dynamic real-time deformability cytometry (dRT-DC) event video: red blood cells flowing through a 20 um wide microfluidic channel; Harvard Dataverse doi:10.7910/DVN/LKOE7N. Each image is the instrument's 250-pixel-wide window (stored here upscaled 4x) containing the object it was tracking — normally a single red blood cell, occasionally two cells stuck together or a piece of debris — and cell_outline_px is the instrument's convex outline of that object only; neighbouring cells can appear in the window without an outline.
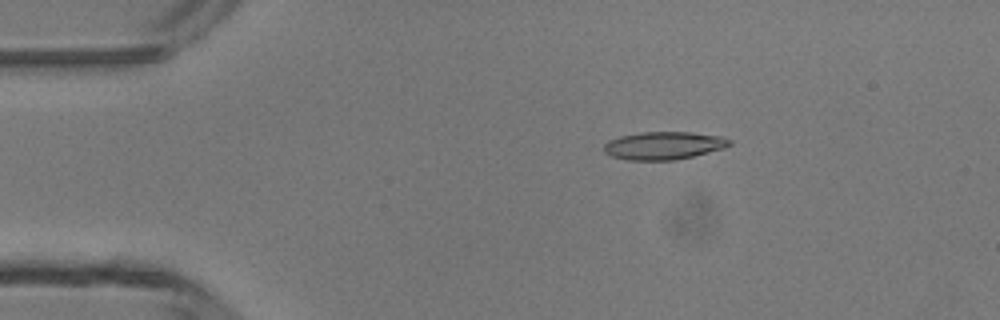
{"species": "common noctule bat (a hibernating species)", "species_latin": "Nyctalus noctula", "temperature_condition": "room temperature", "stored_images_in_passage": 6, "camera_frame_rate_fps": 3000, "um_per_image_px": 0.085, "animal": {"sex": "male", "body_mass_g": 13.3}, "frame": {"image": 1, "passage_image": 3, "time_ms": 2.333, "image_size_px": [1000, 320], "cell_outline_px": [[732, 144], [724, 148], [676, 160], [628, 160], [612, 156], [604, 152], [604, 144], [608, 140], [620, 136], [640, 132], [692, 132], [720, 136], [732, 140]], "centroid_in_image_um": [56.41, 12.37], "position_along_channel_um": 28.6, "area_um2": 20.4}}
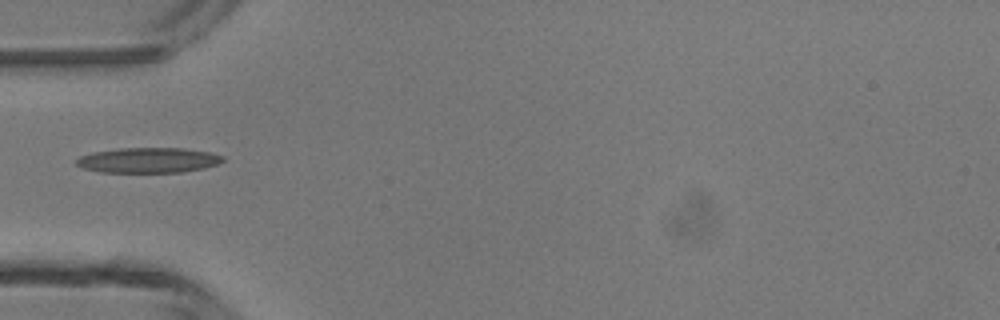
{"frame": {"image": 2, "passage_image": 5, "time_ms": 4.667, "image_size_px": [1000, 320], "cell_outline_px": [[224, 160], [216, 164], [204, 168], [180, 172], [100, 172], [84, 168], [76, 164], [76, 160], [80, 156], [92, 152], [120, 148], [184, 148], [208, 152], [224, 156]], "centroid_in_image_um": [12.59, 13.61], "position_along_channel_um": 72.4, "area_um2": 21.39}}
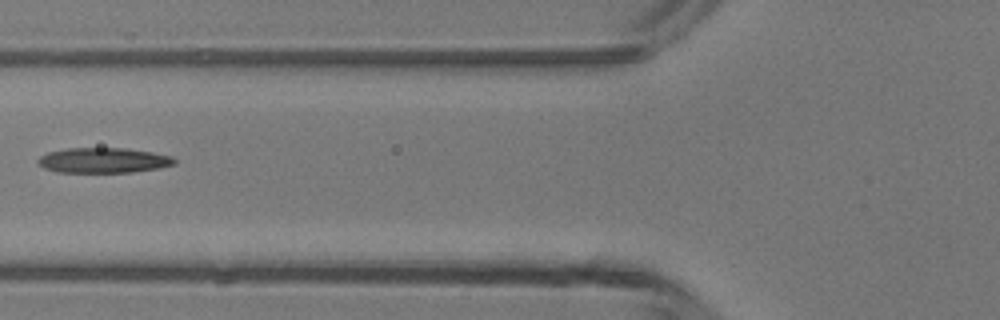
{"frame": {"image": 3, "passage_image": 6, "time_ms": 5.667, "image_size_px": [1000, 320], "cell_outline_px": [[176, 164], [160, 168], [132, 172], [56, 172], [44, 168], [36, 164], [36, 160], [40, 156], [48, 152], [68, 148], [128, 148], [152, 152], [172, 156], [176, 160]], "centroid_in_image_um": [8.78, 13.63], "position_along_channel_um": 117.0, "area_um2": 20.23}}